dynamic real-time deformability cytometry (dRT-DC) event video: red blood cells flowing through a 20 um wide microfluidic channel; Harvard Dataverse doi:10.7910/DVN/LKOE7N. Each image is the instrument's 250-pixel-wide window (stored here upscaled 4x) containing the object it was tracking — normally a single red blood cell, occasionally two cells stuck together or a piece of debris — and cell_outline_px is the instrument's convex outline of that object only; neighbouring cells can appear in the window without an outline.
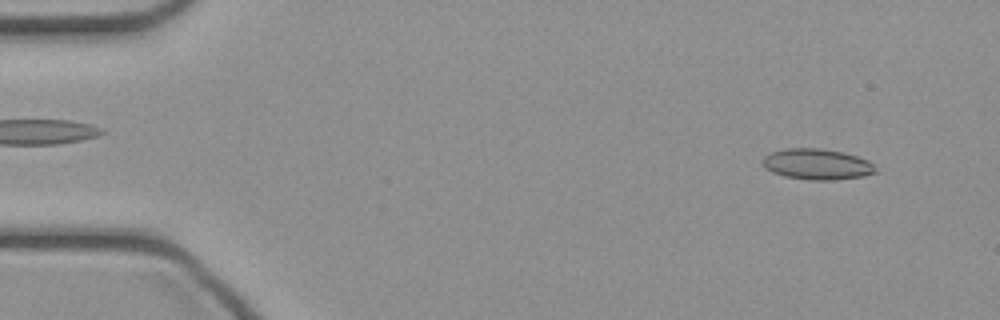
{"species": "common noctule bat (a hibernating species)", "species_latin": "Nyctalus noctula", "temperature_condition": "cold", "stored_images_in_passage": 45, "camera_frame_rate_fps": 3000, "um_per_image_px": 0.085, "animal": {"sex": "female", "body_mass_g": 21.9}, "frame": {"image": 1, "passage_image": 3, "time_ms": 0.667, "image_size_px": [1000, 320], "cell_outline_px": [[876, 172], [864, 176], [832, 180], [808, 180], [784, 176], [772, 172], [764, 168], [760, 160], [764, 156], [772, 152], [784, 148], [820, 148], [844, 152], [868, 160], [876, 168]], "centroid_in_image_um": [69.41, 13.95], "position_along_channel_um": 15.6, "area_um2": 20.46}}
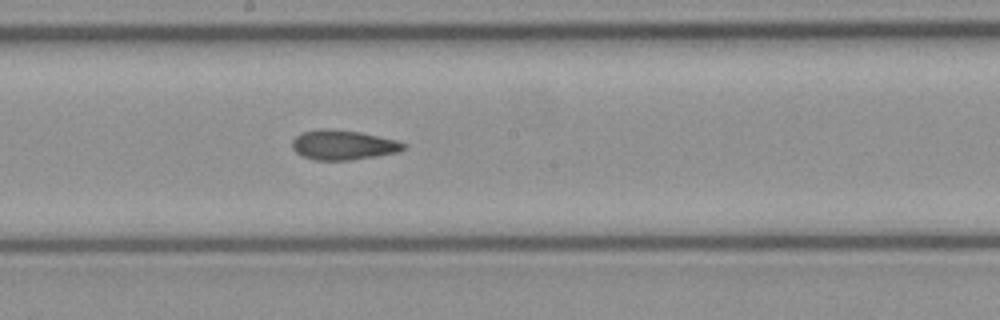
{"frame": {"image": 2, "passage_image": 24, "time_ms": 7.667, "image_size_px": [1000, 320], "cell_outline_px": [[408, 148], [400, 152], [352, 160], [316, 160], [300, 156], [292, 148], [292, 140], [300, 132], [324, 128], [328, 128], [360, 132], [396, 140], [408, 144]], "centroid_in_image_um": [29.18, 12.32], "position_along_channel_um": 219.0, "area_um2": 19.59}}
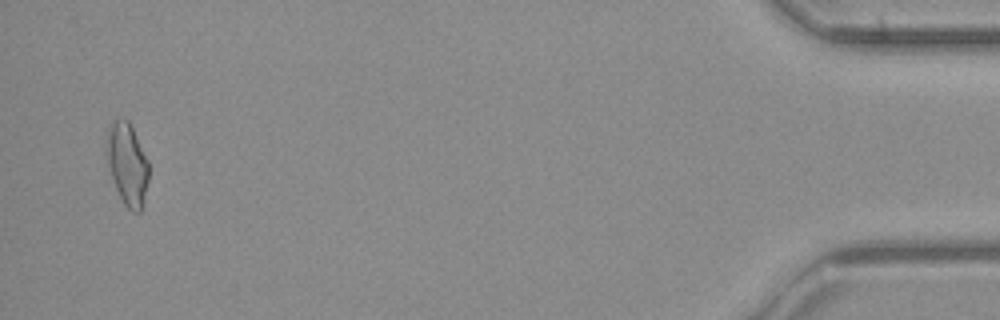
{"frame": {"image": 3, "passage_image": 44, "time_ms": 14.333, "image_size_px": [1000, 320], "cell_outline_px": [[148, 180], [140, 212], [132, 212], [124, 204], [116, 188], [104, 152], [104, 136], [108, 124], [112, 120], [128, 120], [148, 160]], "centroid_in_image_um": [10.76, 13.88], "position_along_channel_um": 424.4, "area_um2": 20.29}}